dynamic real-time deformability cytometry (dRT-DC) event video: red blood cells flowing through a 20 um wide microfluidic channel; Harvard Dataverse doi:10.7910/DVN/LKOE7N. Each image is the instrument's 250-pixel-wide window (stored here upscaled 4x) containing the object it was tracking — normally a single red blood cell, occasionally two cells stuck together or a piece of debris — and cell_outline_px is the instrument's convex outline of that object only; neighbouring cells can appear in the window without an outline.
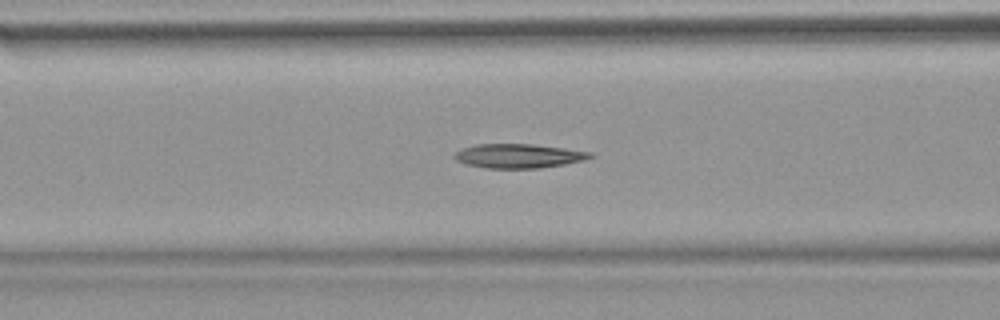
{"species": "common noctule bat (a hibernating species)", "species_latin": "Nyctalus noctula", "temperature_condition": "warm", "stored_images_in_passage": 53, "camera_frame_rate_fps": 3000, "um_per_image_px": 0.085, "animal": {"sex": "female", "body_mass_g": 18.4}, "frame": {"image": 1, "passage_image": 20, "time_ms": 6.333, "image_size_px": [1000, 320], "cell_outline_px": [[592, 156], [584, 160], [564, 164], [540, 168], [488, 168], [468, 164], [456, 160], [452, 156], [456, 152], [464, 148], [476, 144], [532, 144], [564, 148], [592, 152]], "centroid_in_image_um": [44.08, 13.25], "position_along_channel_um": 122.5, "area_um2": 18.9}}
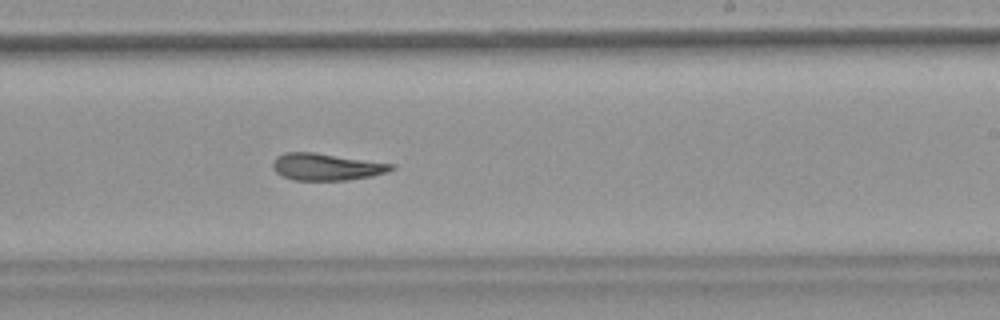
{"frame": {"image": 2, "passage_image": 31, "time_ms": 10.0, "image_size_px": [1000, 320], "cell_outline_px": [[396, 168], [388, 172], [372, 176], [348, 180], [292, 180], [276, 172], [272, 168], [272, 160], [276, 156], [284, 152], [312, 152], [392, 164]], "centroid_in_image_um": [27.7, 14.18], "position_along_channel_um": 261.3, "area_um2": 18.55}}
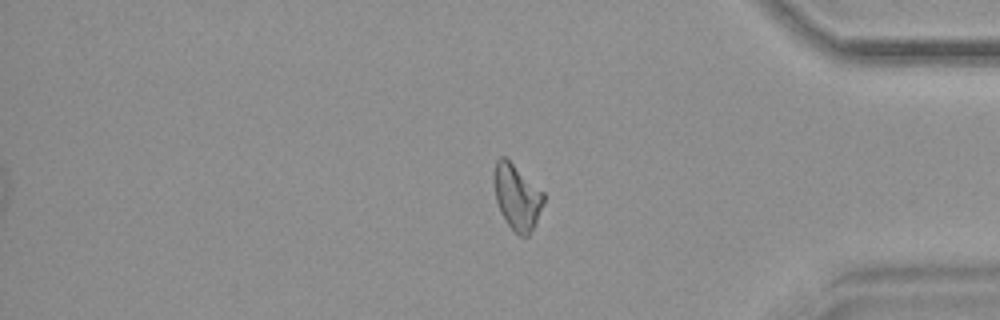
{"frame": {"image": 3, "passage_image": 43, "time_ms": 14.0, "image_size_px": [1000, 320], "cell_outline_px": [[544, 200], [536, 224], [528, 236], [520, 236], [508, 224], [500, 212], [496, 200], [496, 160], [500, 156], [504, 156], [544, 192]], "centroid_in_image_um": [43.98, 16.78], "position_along_channel_um": 391.2, "area_um2": 18.32}}